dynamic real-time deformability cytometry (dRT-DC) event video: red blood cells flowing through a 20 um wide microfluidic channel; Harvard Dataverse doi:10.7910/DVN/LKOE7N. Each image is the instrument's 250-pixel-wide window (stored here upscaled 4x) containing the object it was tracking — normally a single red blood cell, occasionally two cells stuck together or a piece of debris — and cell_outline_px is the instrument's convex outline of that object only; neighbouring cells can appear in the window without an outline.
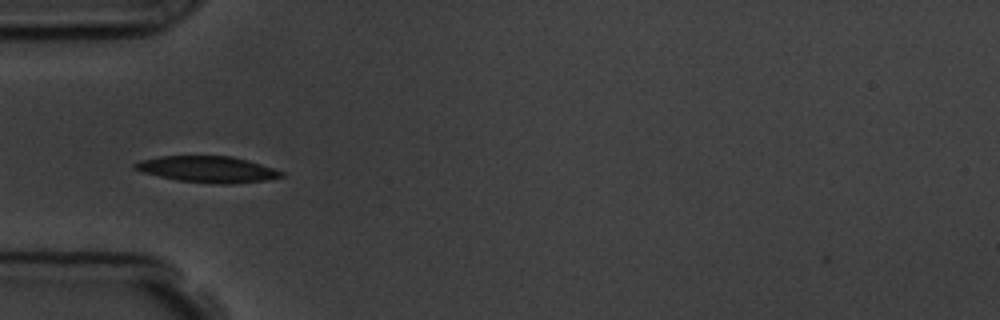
{"species": "common noctule bat (a hibernating species)", "species_latin": "Nyctalus noctula", "temperature_condition": "room temperature", "stored_images_in_passage": 5, "camera_frame_rate_fps": 3000, "um_per_image_px": 0.085, "animal": {"sex": "male", "body_mass_g": 19.5, "forearm_length_mm": 54.6}, "frame": {"image": 1, "passage_image": 5, "time_ms": 4.667, "image_size_px": [1000, 320], "cell_outline_px": [[284, 176], [264, 180], [232, 184], [220, 184], [176, 180], [144, 172], [132, 168], [132, 164], [140, 160], [160, 156], [232, 156], [248, 160], [284, 172]], "centroid_in_image_um": [17.62, 14.38], "position_along_channel_um": 67.4, "area_um2": 22.25}}